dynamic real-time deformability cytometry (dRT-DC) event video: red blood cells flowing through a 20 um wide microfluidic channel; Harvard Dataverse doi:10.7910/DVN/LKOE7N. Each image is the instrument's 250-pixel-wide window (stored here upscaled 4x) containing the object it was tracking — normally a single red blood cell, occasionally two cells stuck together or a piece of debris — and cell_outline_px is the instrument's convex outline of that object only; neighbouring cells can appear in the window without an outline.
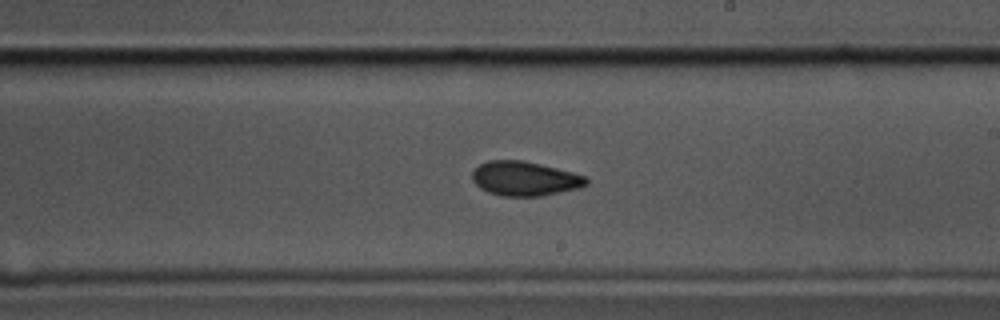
{"species": "common noctule bat (a hibernating species)", "species_latin": "Nyctalus noctula", "temperature_condition": "cold", "stored_images_in_passage": 47, "camera_frame_rate_fps": 3000, "um_per_image_px": 0.085, "animal": {"sex": "male", "body_mass_g": 17.5, "forearm_length_mm": 52.3}, "frame": {"image": 1, "passage_image": 23, "time_ms": 7.333, "image_size_px": [1000, 320], "cell_outline_px": [[588, 184], [580, 188], [540, 196], [500, 196], [488, 192], [480, 188], [472, 180], [472, 172], [480, 164], [488, 160], [520, 160], [540, 164], [588, 176]], "centroid_in_image_um": [44.61, 15.18], "position_along_channel_um": 244.4, "area_um2": 22.89}}
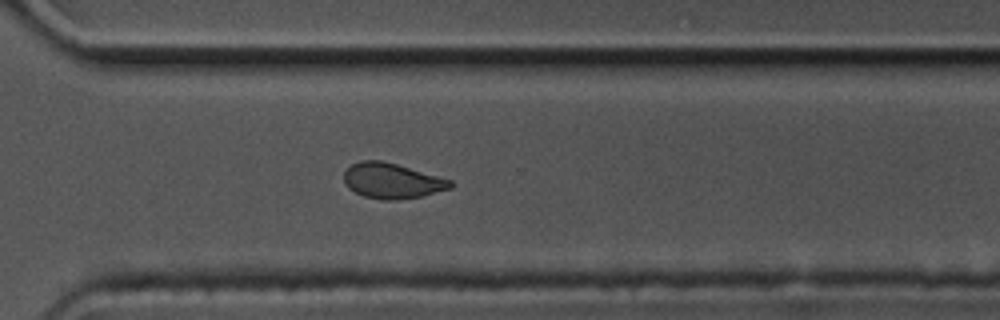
{"frame": {"image": 2, "passage_image": 31, "time_ms": 10.0, "image_size_px": [1000, 320], "cell_outline_px": [[456, 184], [452, 188], [424, 196], [396, 200], [384, 200], [364, 196], [348, 188], [344, 180], [344, 172], [352, 164], [360, 160], [380, 160], [396, 164], [452, 180]], "centroid_in_image_um": [33.35, 15.38], "position_along_channel_um": 337.2, "area_um2": 21.96}}
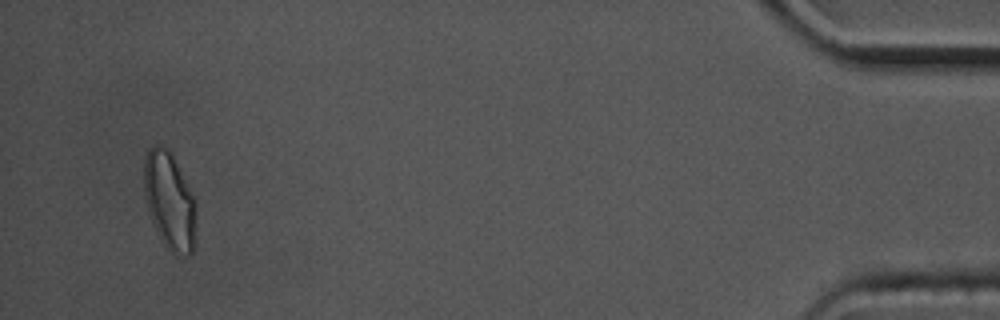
{"frame": {"image": 3, "passage_image": 45, "time_ms": 14.667, "image_size_px": [1000, 320], "cell_outline_px": [[196, 204], [192, 252], [188, 256], [176, 256], [160, 240], [152, 224], [148, 212], [144, 196], [144, 156], [148, 148], [152, 144], [156, 144], [172, 152]], "centroid_in_image_um": [14.36, 17.07], "position_along_channel_um": 420.8, "area_um2": 29.65}, "authors_computed_cell_mechanics": {"area_um2": 23.1778, "velocity_mm_per_s": 3.4843, "shape_relaxation_time_tau1_ms": 9.983, "shape_relaxation_time_tau2_ms": 2.2973, "deformation_change_tau1": 0.1573, "deformation_change_tau2": 0.0585}}